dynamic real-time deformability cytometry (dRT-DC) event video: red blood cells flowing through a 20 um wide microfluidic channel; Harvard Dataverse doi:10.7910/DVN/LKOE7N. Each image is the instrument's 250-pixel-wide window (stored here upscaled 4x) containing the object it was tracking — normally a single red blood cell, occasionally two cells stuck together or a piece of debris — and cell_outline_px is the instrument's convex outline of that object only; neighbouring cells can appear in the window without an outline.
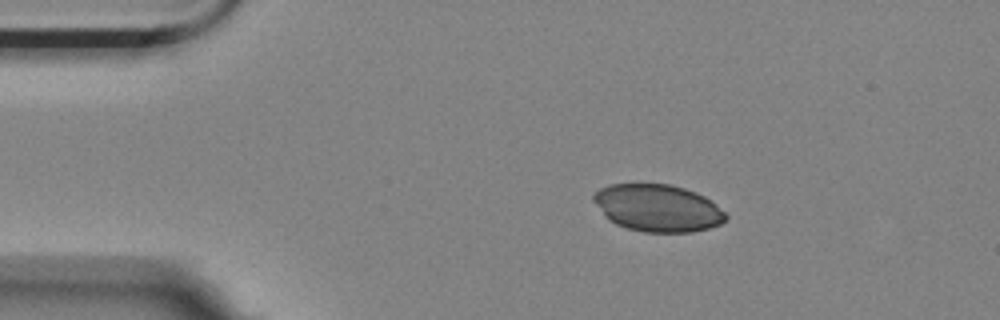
{"species": "Egyptian fruit bat (a non-hibernating species)", "species_latin": "Rousettus aegyptiacus", "temperature_condition": "room temperature", "stored_images_in_passage": 4, "camera_frame_rate_fps": 3000, "um_per_image_px": 0.085, "animal": {"sex": "female"}, "frame": {"image": 1, "passage_image": 1, "time_ms": 0.0, "image_size_px": [1000, 320], "cell_outline_px": [[728, 220], [720, 224], [708, 228], [692, 232], [644, 232], [628, 228], [616, 224], [608, 220], [604, 216], [592, 200], [592, 196], [600, 188], [608, 184], [668, 184], [684, 188], [696, 192], [704, 196], [716, 204], [728, 216]], "centroid_in_image_um": [55.9, 17.68], "position_along_channel_um": 29.1, "area_um2": 36.47}}